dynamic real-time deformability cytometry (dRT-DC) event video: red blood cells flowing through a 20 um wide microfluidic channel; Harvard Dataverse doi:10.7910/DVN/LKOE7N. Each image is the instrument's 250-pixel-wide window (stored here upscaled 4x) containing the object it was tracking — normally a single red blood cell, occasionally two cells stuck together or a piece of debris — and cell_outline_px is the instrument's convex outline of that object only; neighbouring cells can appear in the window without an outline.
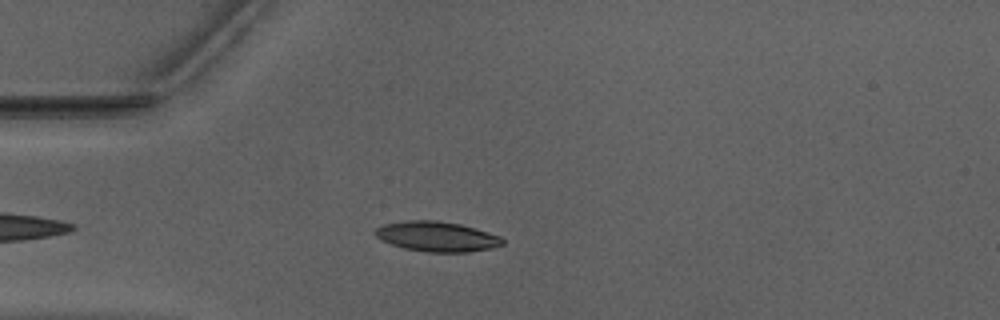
{"species": "Egyptian fruit bat (a non-hibernating species)", "species_latin": "Rousettus aegyptiacus", "temperature_condition": "warm", "stored_images_in_passage": 42, "camera_frame_rate_fps": 3000, "um_per_image_px": 0.085, "animal": {"sex": "male"}, "frame": {"image": 1, "passage_image": 4, "time_ms": 1.0, "image_size_px": [1000, 320], "cell_outline_px": [[504, 244], [488, 248], [468, 252], [428, 252], [404, 248], [380, 240], [372, 232], [376, 228], [384, 224], [404, 220], [436, 220], [460, 224], [500, 236], [504, 240]], "centroid_in_image_um": [37.08, 20.09], "position_along_channel_um": 47.9, "area_um2": 22.2}}
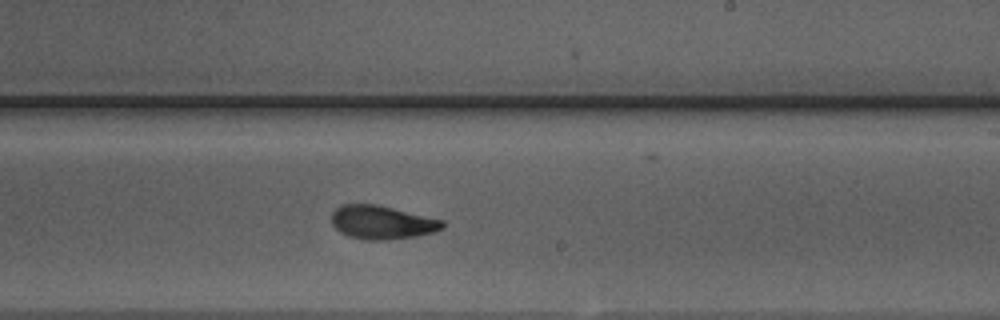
{"frame": {"image": 2, "passage_image": 21, "time_ms": 6.667, "image_size_px": [1000, 320], "cell_outline_px": [[444, 228], [432, 232], [416, 236], [388, 240], [364, 240], [348, 236], [340, 232], [332, 224], [332, 212], [340, 204], [376, 204], [444, 220]], "centroid_in_image_um": [32.45, 18.9], "position_along_channel_um": 256.6, "area_um2": 21.73}}
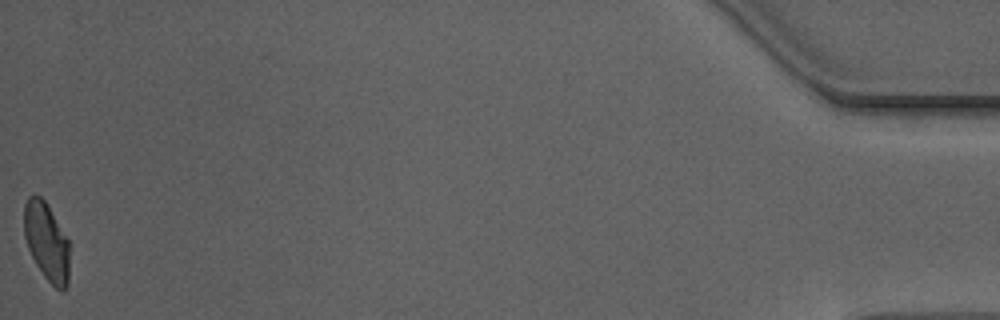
{"frame": {"image": 3, "passage_image": 42, "time_ms": 13.667, "image_size_px": [1000, 320], "cell_outline_px": [[68, 284], [64, 292], [60, 292], [44, 276], [36, 264], [28, 248], [24, 236], [24, 204], [28, 196], [40, 196], [44, 200], [68, 240]], "centroid_in_image_um": [3.95, 20.57], "position_along_channel_um": 431.3, "area_um2": 20.35}, "authors_computed_cell_mechanics": {"area_um2": 21.8773, "velocity_mm_per_s": 3.9512, "shape_relaxation_time_tau1_ms": 4.2281, "shape_relaxation_time_tau2_ms": 1.685, "deformation_change_tau1": 0.1485, "deformation_change_tau2": 0.0663}}